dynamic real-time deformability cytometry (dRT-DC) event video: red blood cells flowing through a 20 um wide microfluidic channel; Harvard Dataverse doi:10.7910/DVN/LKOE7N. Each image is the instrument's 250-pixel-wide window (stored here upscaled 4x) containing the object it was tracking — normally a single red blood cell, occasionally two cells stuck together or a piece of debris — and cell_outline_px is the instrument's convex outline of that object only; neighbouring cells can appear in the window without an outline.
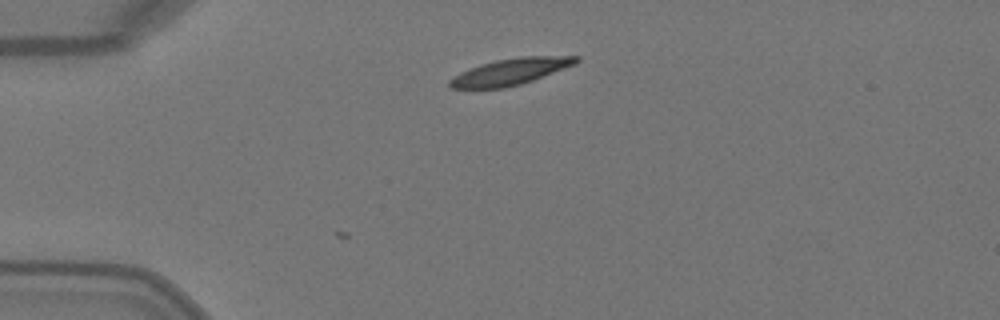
{"species": "Egyptian fruit bat (a non-hibernating species)", "species_latin": "Rousettus aegyptiacus", "temperature_condition": "warm", "stored_images_in_passage": 3, "camera_frame_rate_fps": 3000, "um_per_image_px": 0.085, "animal": {"sex": "female"}, "frame": {"image": 1, "passage_image": 2, "time_ms": 0.333, "image_size_px": [1000, 320], "cell_outline_px": [[580, 60], [576, 64], [532, 80], [520, 84], [504, 88], [448, 88], [448, 80], [460, 72], [480, 64], [496, 60], [520, 56], [580, 56]], "centroid_in_image_um": [43.38, 6.08], "position_along_channel_um": 41.6, "area_um2": 19.42}}